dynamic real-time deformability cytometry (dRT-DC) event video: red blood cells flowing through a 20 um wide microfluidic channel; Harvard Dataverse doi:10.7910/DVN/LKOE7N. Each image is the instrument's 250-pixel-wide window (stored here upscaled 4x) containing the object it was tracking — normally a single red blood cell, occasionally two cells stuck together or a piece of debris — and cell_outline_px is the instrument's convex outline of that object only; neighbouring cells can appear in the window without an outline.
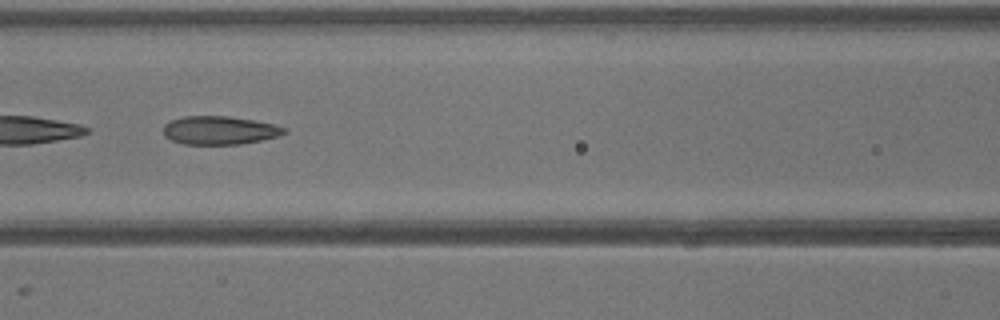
{"species": "common noctule bat (a hibernating species)", "species_latin": "Nyctalus noctula", "temperature_condition": "warm", "stored_images_in_passage": 26, "camera_frame_rate_fps": 3000, "um_per_image_px": 0.085, "animal": {"sex": "male", "body_mass_g": 13.3}, "frame": {"image": 1, "passage_image": 5, "time_ms": 1.333, "image_size_px": [1000, 320], "cell_outline_px": [[288, 132], [276, 136], [260, 140], [240, 144], [184, 144], [172, 140], [164, 136], [164, 124], [172, 120], [184, 116], [228, 116], [256, 120], [276, 124], [288, 128]], "centroid_in_image_um": [18.69, 11.06], "position_along_channel_um": 147.9, "area_um2": 20.06}}
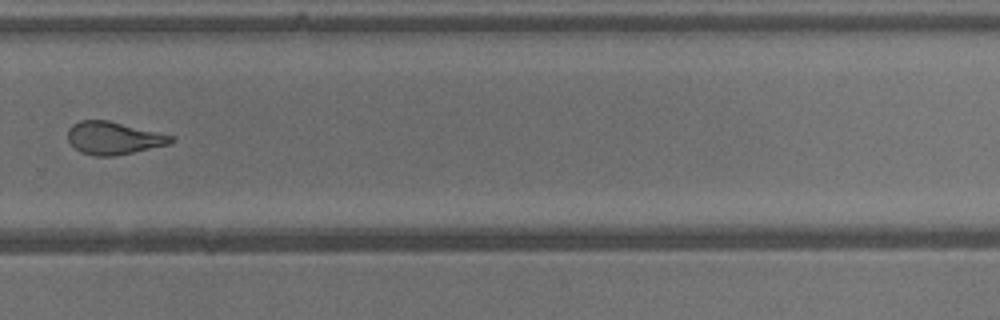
{"frame": {"image": 2, "passage_image": 15, "time_ms": 4.667, "image_size_px": [1000, 320], "cell_outline_px": [[176, 140], [168, 144], [132, 152], [112, 156], [96, 156], [80, 152], [68, 140], [68, 128], [72, 124], [80, 120], [108, 120], [176, 136]], "centroid_in_image_um": [9.66, 11.72], "position_along_channel_um": 320.1, "area_um2": 19.59}}